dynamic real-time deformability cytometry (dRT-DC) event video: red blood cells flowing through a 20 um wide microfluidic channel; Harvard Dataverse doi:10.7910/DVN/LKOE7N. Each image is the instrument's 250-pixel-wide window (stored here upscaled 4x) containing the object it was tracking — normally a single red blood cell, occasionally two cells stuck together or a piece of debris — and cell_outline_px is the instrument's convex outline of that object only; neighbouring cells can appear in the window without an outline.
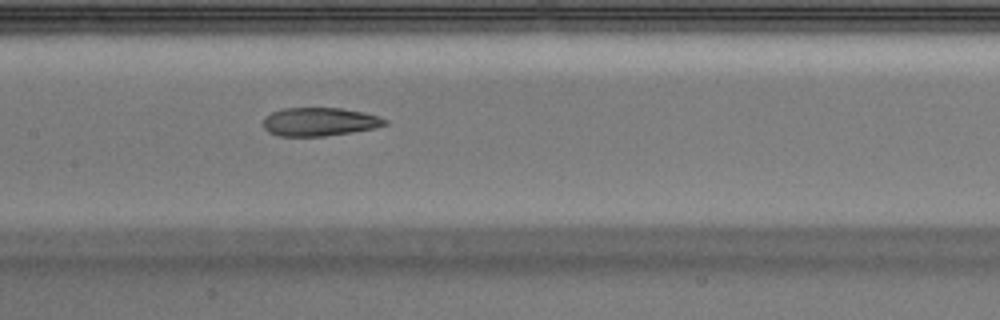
{"species": "Egyptian fruit bat (a non-hibernating species)", "species_latin": "Rousettus aegyptiacus", "temperature_condition": "warm", "stored_images_in_passage": 38, "camera_frame_rate_fps": 3000, "um_per_image_px": 0.085, "animal": {"sex": "male"}, "frame": {"image": 1, "passage_image": 12, "time_ms": 3.667, "image_size_px": [1000, 320], "cell_outline_px": [[388, 124], [376, 128], [352, 132], [324, 136], [280, 136], [268, 132], [264, 128], [264, 116], [272, 112], [284, 108], [340, 108], [364, 112], [388, 120]], "centroid_in_image_um": [27.16, 10.35], "position_along_channel_um": 180.2, "area_um2": 20.17}, "authors_computed_cell_mechanics": {"area_um2": 21.9929, "velocity_mm_per_s": 3.9752, "shape_relaxation_time_tau1_ms": null, "shape_relaxation_time_tau2_ms": 2.8186, "deformation_change_tau1": null, "deformation_change_tau2": 0.1112}}